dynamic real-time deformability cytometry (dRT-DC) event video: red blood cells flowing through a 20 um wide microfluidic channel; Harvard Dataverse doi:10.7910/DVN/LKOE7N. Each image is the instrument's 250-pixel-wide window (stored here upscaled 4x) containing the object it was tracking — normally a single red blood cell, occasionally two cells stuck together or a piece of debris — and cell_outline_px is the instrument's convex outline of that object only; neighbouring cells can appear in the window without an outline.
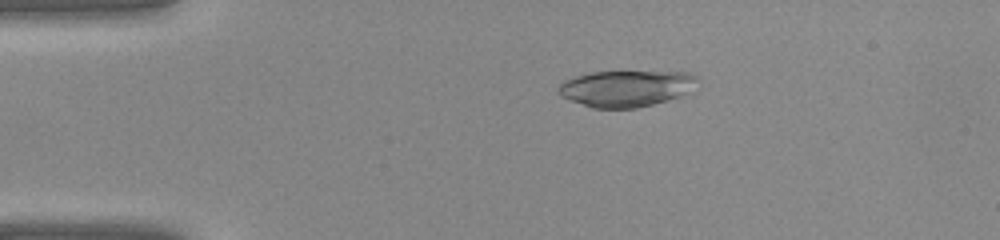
{"species": "common noctule bat (a hibernating species)", "species_latin": "Nyctalus noctula", "temperature_condition": "warm", "stored_images_in_passage": 40, "camera_frame_rate_fps": 3000, "um_per_image_px": 0.085, "animal": {"sex": "female", "body_mass_g": 22.0, "forearm_length_mm": 56.7}, "frame": {"image": 1, "passage_image": 8, "time_ms": 2.333, "image_size_px": [1000, 240], "cell_outline_px": [[700, 80], [680, 96], [652, 104], [636, 108], [592, 108], [560, 96], [556, 88], [564, 80], [572, 76], [592, 72], [688, 72], [700, 76]], "centroid_in_image_um": [53.18, 7.5], "position_along_channel_um": 31.8, "area_um2": 29.36}}
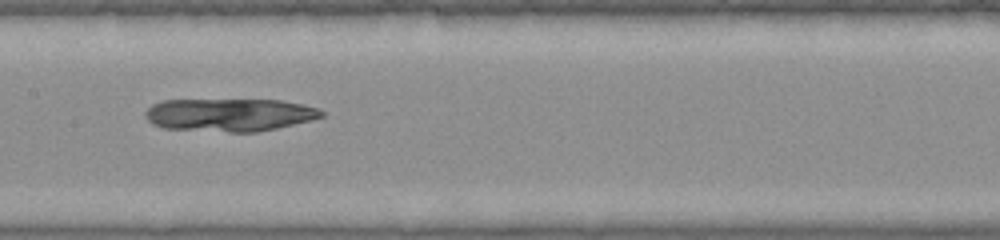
{"frame": {"image": 2, "passage_image": 20, "time_ms": 6.333, "image_size_px": [1000, 240], "cell_outline_px": [[324, 116], [312, 120], [276, 128], [256, 132], [228, 132], [164, 128], [152, 124], [144, 116], [144, 112], [152, 104], [164, 100], [280, 100], [300, 104], [316, 108], [324, 112]], "centroid_in_image_um": [19.48, 9.76], "position_along_channel_um": 187.9, "area_um2": 33.7}}
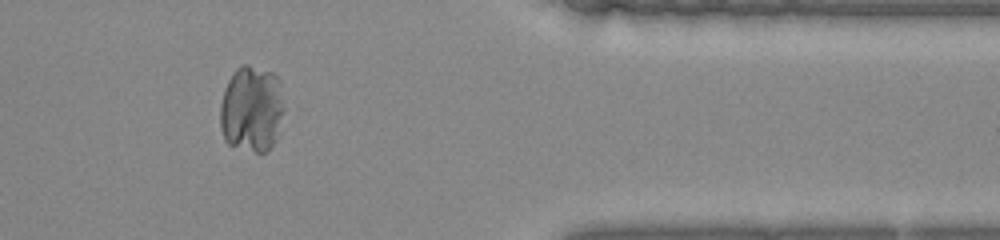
{"frame": {"image": 3, "passage_image": 33, "time_ms": 10.667, "image_size_px": [1000, 240], "cell_outline_px": [[284, 112], [276, 140], [264, 152], [256, 152], [228, 144], [224, 140], [220, 128], [220, 104], [224, 88], [232, 72], [240, 64], [248, 64], [272, 72], [280, 80], [284, 108]], "centroid_in_image_um": [21.38, 9.23], "position_along_channel_um": 390.0, "area_um2": 32.71}}